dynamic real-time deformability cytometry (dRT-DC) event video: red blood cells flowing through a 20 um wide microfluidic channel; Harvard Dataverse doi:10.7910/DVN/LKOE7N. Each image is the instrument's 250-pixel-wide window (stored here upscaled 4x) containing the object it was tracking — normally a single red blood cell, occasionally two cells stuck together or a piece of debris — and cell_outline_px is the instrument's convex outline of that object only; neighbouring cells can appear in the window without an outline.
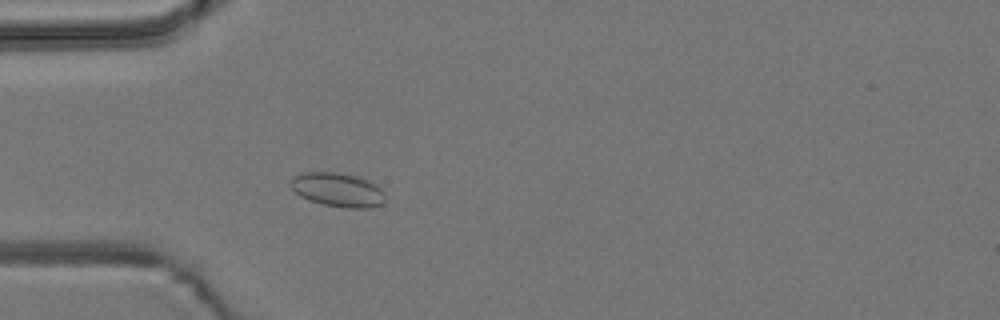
{"species": "common noctule bat (a hibernating species)", "species_latin": "Nyctalus noctula", "temperature_condition": "room temperature", "stored_images_in_passage": 1, "camera_frame_rate_fps": 3000, "um_per_image_px": 0.085, "animal": {"sex": "male", "body_mass_g": 19.2, "forearm_length_mm": 51.8}, "frame": {"image": 1, "passage_image": 1, "time_ms": 0.0, "image_size_px": [1000, 320], "cell_outline_px": [[384, 204], [368, 208], [348, 208], [324, 204], [308, 200], [300, 196], [288, 184], [292, 176], [300, 172], [336, 172], [356, 176], [380, 188], [384, 192]], "centroid_in_image_um": [28.65, 16.13], "position_along_channel_um": 56.4, "area_um2": 18.67}}